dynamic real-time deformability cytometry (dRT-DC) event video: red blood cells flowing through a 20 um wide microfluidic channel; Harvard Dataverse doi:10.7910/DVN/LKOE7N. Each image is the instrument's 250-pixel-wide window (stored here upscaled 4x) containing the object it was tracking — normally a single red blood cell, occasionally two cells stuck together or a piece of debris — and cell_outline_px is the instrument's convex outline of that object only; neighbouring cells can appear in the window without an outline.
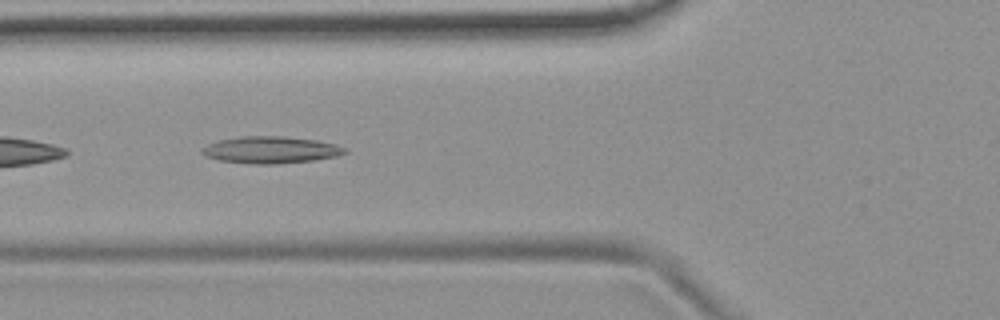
{"species": "common noctule bat (a hibernating species)", "species_latin": "Nyctalus noctula", "temperature_condition": "room temperature", "stored_images_in_passage": 7, "camera_frame_rate_fps": 3000, "um_per_image_px": 0.085, "animal": {"sex": "female", "body_mass_g": 19.9}, "frame": {"image": 1, "passage_image": 4, "time_ms": 1.0, "image_size_px": [1000, 320], "cell_outline_px": [[348, 152], [340, 156], [312, 160], [280, 164], [248, 164], [220, 160], [204, 156], [200, 152], [200, 148], [208, 144], [220, 140], [244, 136], [284, 136], [316, 140], [336, 144], [344, 148]], "centroid_in_image_um": [23.0, 12.75], "position_along_channel_um": 102.8, "area_um2": 22.54}}